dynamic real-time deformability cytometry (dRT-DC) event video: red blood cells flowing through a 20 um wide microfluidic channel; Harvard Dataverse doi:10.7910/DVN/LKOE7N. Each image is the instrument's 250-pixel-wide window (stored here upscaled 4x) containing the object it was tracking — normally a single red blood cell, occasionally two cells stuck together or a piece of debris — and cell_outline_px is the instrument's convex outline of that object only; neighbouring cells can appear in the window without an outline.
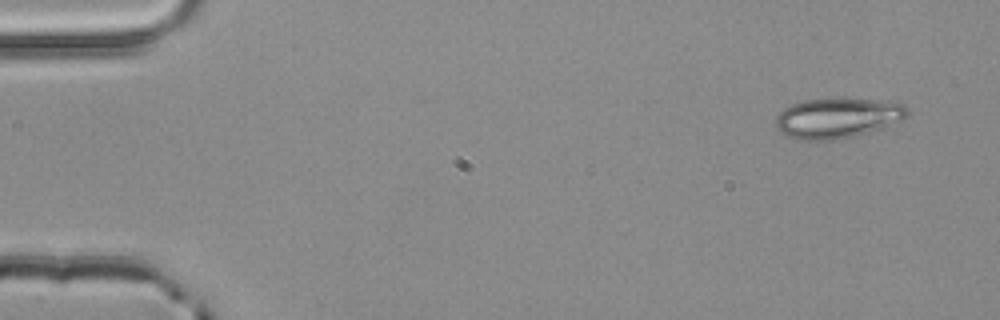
{"species": "common noctule bat (a hibernating species)", "species_latin": "Nyctalus noctula", "temperature_condition": "room temperature", "stored_images_in_passage": 3, "camera_frame_rate_fps": 3000, "um_per_image_px": 0.085, "animal": {"sex": "male", "body_mass_g": 20.4}, "frame": {"image": 1, "passage_image": 1, "time_ms": 0.0, "image_size_px": [1000, 320], "cell_outline_px": [[908, 116], [904, 120], [856, 136], [832, 140], [796, 140], [780, 132], [776, 128], [776, 116], [784, 108], [792, 104], [804, 100], [828, 96], [844, 96], [896, 100], [904, 104], [908, 108]], "centroid_in_image_um": [71.25, 9.97], "position_along_channel_um": 13.8, "area_um2": 32.31}}